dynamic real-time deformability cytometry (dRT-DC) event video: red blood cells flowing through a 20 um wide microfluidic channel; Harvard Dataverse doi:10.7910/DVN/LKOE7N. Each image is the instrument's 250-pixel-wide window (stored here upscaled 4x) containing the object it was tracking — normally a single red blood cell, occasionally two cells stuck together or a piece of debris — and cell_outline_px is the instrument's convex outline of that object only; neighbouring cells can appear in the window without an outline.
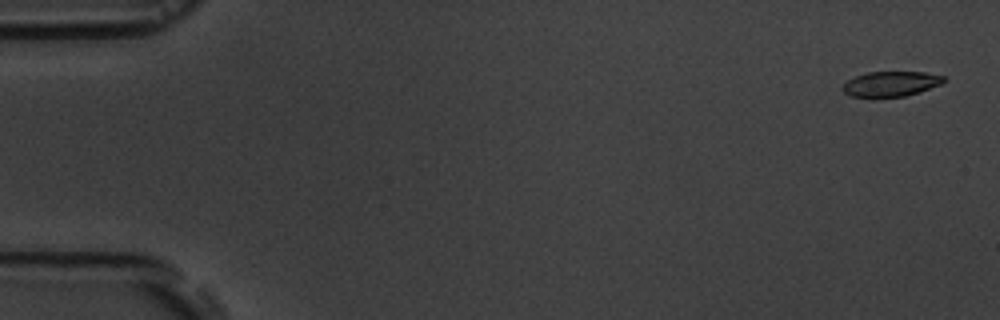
{"species": "common noctule bat (a hibernating species)", "species_latin": "Nyctalus noctula", "temperature_condition": "room temperature", "stored_images_in_passage": 5, "camera_frame_rate_fps": 3000, "um_per_image_px": 0.085, "animal": {"sex": "male", "body_mass_g": 19.5, "forearm_length_mm": 54.6}, "frame": {"image": 1, "passage_image": 1, "time_ms": 0.0, "image_size_px": [1000, 320], "cell_outline_px": [[944, 84], [904, 96], [872, 100], [852, 96], [844, 92], [840, 88], [848, 80], [856, 76], [868, 72], [924, 72], [944, 76]], "centroid_in_image_um": [75.68, 7.17], "position_along_channel_um": 9.3, "area_um2": 15.26}}
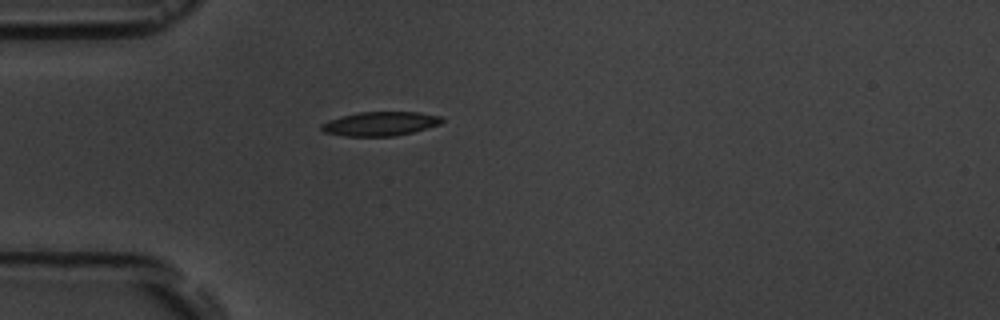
{"frame": {"image": 2, "passage_image": 5, "time_ms": 4.667, "image_size_px": [1000, 320], "cell_outline_px": [[444, 120], [440, 124], [412, 132], [396, 136], [344, 136], [324, 132], [320, 128], [320, 124], [328, 120], [360, 112], [420, 112], [444, 116]], "centroid_in_image_um": [32.35, 10.51], "position_along_channel_um": 52.7, "area_um2": 16.94}}